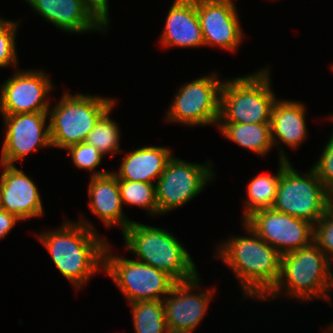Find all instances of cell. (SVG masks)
I'll use <instances>...</instances> for the list:
<instances>
[{
  "label": "cell",
  "mask_w": 333,
  "mask_h": 333,
  "mask_svg": "<svg viewBox=\"0 0 333 333\" xmlns=\"http://www.w3.org/2000/svg\"><path fill=\"white\" fill-rule=\"evenodd\" d=\"M84 217L76 222L65 219L61 227L37 235L53 264L76 291L101 268L104 271V251L109 242Z\"/></svg>",
  "instance_id": "obj_1"
},
{
  "label": "cell",
  "mask_w": 333,
  "mask_h": 333,
  "mask_svg": "<svg viewBox=\"0 0 333 333\" xmlns=\"http://www.w3.org/2000/svg\"><path fill=\"white\" fill-rule=\"evenodd\" d=\"M248 236H233L219 243L215 254L234 273L245 299L261 301L277 284L282 255L261 239L244 221Z\"/></svg>",
  "instance_id": "obj_2"
},
{
  "label": "cell",
  "mask_w": 333,
  "mask_h": 333,
  "mask_svg": "<svg viewBox=\"0 0 333 333\" xmlns=\"http://www.w3.org/2000/svg\"><path fill=\"white\" fill-rule=\"evenodd\" d=\"M331 267L332 264L314 241L301 249L283 254L279 280L262 301L269 302V299L284 294L303 302L319 298L331 303Z\"/></svg>",
  "instance_id": "obj_3"
},
{
  "label": "cell",
  "mask_w": 333,
  "mask_h": 333,
  "mask_svg": "<svg viewBox=\"0 0 333 333\" xmlns=\"http://www.w3.org/2000/svg\"><path fill=\"white\" fill-rule=\"evenodd\" d=\"M125 248L136 260L166 272L176 282L193 280L197 266L171 232L133 221L123 232Z\"/></svg>",
  "instance_id": "obj_4"
},
{
  "label": "cell",
  "mask_w": 333,
  "mask_h": 333,
  "mask_svg": "<svg viewBox=\"0 0 333 333\" xmlns=\"http://www.w3.org/2000/svg\"><path fill=\"white\" fill-rule=\"evenodd\" d=\"M269 67L246 76L224 79L218 123H270L277 101Z\"/></svg>",
  "instance_id": "obj_5"
},
{
  "label": "cell",
  "mask_w": 333,
  "mask_h": 333,
  "mask_svg": "<svg viewBox=\"0 0 333 333\" xmlns=\"http://www.w3.org/2000/svg\"><path fill=\"white\" fill-rule=\"evenodd\" d=\"M114 98L64 92L57 104L49 108L52 148L66 150L84 142L99 119L114 105Z\"/></svg>",
  "instance_id": "obj_6"
},
{
  "label": "cell",
  "mask_w": 333,
  "mask_h": 333,
  "mask_svg": "<svg viewBox=\"0 0 333 333\" xmlns=\"http://www.w3.org/2000/svg\"><path fill=\"white\" fill-rule=\"evenodd\" d=\"M291 162L283 169L272 209L315 225L333 204L316 171L301 173Z\"/></svg>",
  "instance_id": "obj_7"
},
{
  "label": "cell",
  "mask_w": 333,
  "mask_h": 333,
  "mask_svg": "<svg viewBox=\"0 0 333 333\" xmlns=\"http://www.w3.org/2000/svg\"><path fill=\"white\" fill-rule=\"evenodd\" d=\"M110 250L108 242L103 272L120 289L127 303L163 300L176 283L166 272L132 258L114 255Z\"/></svg>",
  "instance_id": "obj_8"
},
{
  "label": "cell",
  "mask_w": 333,
  "mask_h": 333,
  "mask_svg": "<svg viewBox=\"0 0 333 333\" xmlns=\"http://www.w3.org/2000/svg\"><path fill=\"white\" fill-rule=\"evenodd\" d=\"M209 74L182 84L166 112L165 122L186 126L218 125L220 91L224 80Z\"/></svg>",
  "instance_id": "obj_9"
},
{
  "label": "cell",
  "mask_w": 333,
  "mask_h": 333,
  "mask_svg": "<svg viewBox=\"0 0 333 333\" xmlns=\"http://www.w3.org/2000/svg\"><path fill=\"white\" fill-rule=\"evenodd\" d=\"M213 163H191L172 156L156 182L158 215L178 209L198 196L206 185L215 180Z\"/></svg>",
  "instance_id": "obj_10"
},
{
  "label": "cell",
  "mask_w": 333,
  "mask_h": 333,
  "mask_svg": "<svg viewBox=\"0 0 333 333\" xmlns=\"http://www.w3.org/2000/svg\"><path fill=\"white\" fill-rule=\"evenodd\" d=\"M54 86L42 69L16 70L0 86V114L48 112Z\"/></svg>",
  "instance_id": "obj_11"
},
{
  "label": "cell",
  "mask_w": 333,
  "mask_h": 333,
  "mask_svg": "<svg viewBox=\"0 0 333 333\" xmlns=\"http://www.w3.org/2000/svg\"><path fill=\"white\" fill-rule=\"evenodd\" d=\"M2 116L5 136L1 148V164L15 165V162L23 161L37 149L52 147L48 112Z\"/></svg>",
  "instance_id": "obj_12"
},
{
  "label": "cell",
  "mask_w": 333,
  "mask_h": 333,
  "mask_svg": "<svg viewBox=\"0 0 333 333\" xmlns=\"http://www.w3.org/2000/svg\"><path fill=\"white\" fill-rule=\"evenodd\" d=\"M244 222L281 255L314 241V225L272 208L254 211Z\"/></svg>",
  "instance_id": "obj_13"
},
{
  "label": "cell",
  "mask_w": 333,
  "mask_h": 333,
  "mask_svg": "<svg viewBox=\"0 0 333 333\" xmlns=\"http://www.w3.org/2000/svg\"><path fill=\"white\" fill-rule=\"evenodd\" d=\"M32 10L68 33L106 32L111 22L89 0H25ZM106 30V31H105Z\"/></svg>",
  "instance_id": "obj_14"
},
{
  "label": "cell",
  "mask_w": 333,
  "mask_h": 333,
  "mask_svg": "<svg viewBox=\"0 0 333 333\" xmlns=\"http://www.w3.org/2000/svg\"><path fill=\"white\" fill-rule=\"evenodd\" d=\"M200 280L198 274L193 280L176 282L162 300L169 333H192L207 314L214 288L199 291Z\"/></svg>",
  "instance_id": "obj_15"
},
{
  "label": "cell",
  "mask_w": 333,
  "mask_h": 333,
  "mask_svg": "<svg viewBox=\"0 0 333 333\" xmlns=\"http://www.w3.org/2000/svg\"><path fill=\"white\" fill-rule=\"evenodd\" d=\"M196 9L205 46L236 52L244 34L233 0H196Z\"/></svg>",
  "instance_id": "obj_16"
},
{
  "label": "cell",
  "mask_w": 333,
  "mask_h": 333,
  "mask_svg": "<svg viewBox=\"0 0 333 333\" xmlns=\"http://www.w3.org/2000/svg\"><path fill=\"white\" fill-rule=\"evenodd\" d=\"M0 174L3 210L16 215L21 221L44 214L41 194L30 177L16 165L1 164Z\"/></svg>",
  "instance_id": "obj_17"
},
{
  "label": "cell",
  "mask_w": 333,
  "mask_h": 333,
  "mask_svg": "<svg viewBox=\"0 0 333 333\" xmlns=\"http://www.w3.org/2000/svg\"><path fill=\"white\" fill-rule=\"evenodd\" d=\"M161 47L197 48L205 46L196 9V0H174L160 36Z\"/></svg>",
  "instance_id": "obj_18"
},
{
  "label": "cell",
  "mask_w": 333,
  "mask_h": 333,
  "mask_svg": "<svg viewBox=\"0 0 333 333\" xmlns=\"http://www.w3.org/2000/svg\"><path fill=\"white\" fill-rule=\"evenodd\" d=\"M306 107L299 101L278 100L275 102L270 127L272 142L278 146L279 160H288L286 152L280 144L297 149L307 138L308 130L306 125Z\"/></svg>",
  "instance_id": "obj_19"
},
{
  "label": "cell",
  "mask_w": 333,
  "mask_h": 333,
  "mask_svg": "<svg viewBox=\"0 0 333 333\" xmlns=\"http://www.w3.org/2000/svg\"><path fill=\"white\" fill-rule=\"evenodd\" d=\"M88 195L91 213L98 216L106 227L120 225L123 232L133 222L123 211L118 179L113 171L90 177Z\"/></svg>",
  "instance_id": "obj_20"
},
{
  "label": "cell",
  "mask_w": 333,
  "mask_h": 333,
  "mask_svg": "<svg viewBox=\"0 0 333 333\" xmlns=\"http://www.w3.org/2000/svg\"><path fill=\"white\" fill-rule=\"evenodd\" d=\"M171 149L159 146H144L125 153L120 168L113 171L118 180L156 184L164 172L168 160L174 155Z\"/></svg>",
  "instance_id": "obj_21"
},
{
  "label": "cell",
  "mask_w": 333,
  "mask_h": 333,
  "mask_svg": "<svg viewBox=\"0 0 333 333\" xmlns=\"http://www.w3.org/2000/svg\"><path fill=\"white\" fill-rule=\"evenodd\" d=\"M216 127L229 141L262 157L274 147L270 123H218Z\"/></svg>",
  "instance_id": "obj_22"
},
{
  "label": "cell",
  "mask_w": 333,
  "mask_h": 333,
  "mask_svg": "<svg viewBox=\"0 0 333 333\" xmlns=\"http://www.w3.org/2000/svg\"><path fill=\"white\" fill-rule=\"evenodd\" d=\"M278 169L275 175L262 174L253 177L247 184V198L244 201V212L242 221L254 211L272 208L278 184L283 169L290 163L288 160H279Z\"/></svg>",
  "instance_id": "obj_23"
},
{
  "label": "cell",
  "mask_w": 333,
  "mask_h": 333,
  "mask_svg": "<svg viewBox=\"0 0 333 333\" xmlns=\"http://www.w3.org/2000/svg\"><path fill=\"white\" fill-rule=\"evenodd\" d=\"M135 333H169L162 300L130 303Z\"/></svg>",
  "instance_id": "obj_24"
},
{
  "label": "cell",
  "mask_w": 333,
  "mask_h": 333,
  "mask_svg": "<svg viewBox=\"0 0 333 333\" xmlns=\"http://www.w3.org/2000/svg\"><path fill=\"white\" fill-rule=\"evenodd\" d=\"M113 106L109 109L97 122L95 127L90 131L85 141L87 144L94 146L100 153L106 156L110 154V157L114 153L122 152L120 149V128L119 125L110 117Z\"/></svg>",
  "instance_id": "obj_25"
},
{
  "label": "cell",
  "mask_w": 333,
  "mask_h": 333,
  "mask_svg": "<svg viewBox=\"0 0 333 333\" xmlns=\"http://www.w3.org/2000/svg\"><path fill=\"white\" fill-rule=\"evenodd\" d=\"M123 205L145 209L150 216L158 215L156 184L129 180H118Z\"/></svg>",
  "instance_id": "obj_26"
},
{
  "label": "cell",
  "mask_w": 333,
  "mask_h": 333,
  "mask_svg": "<svg viewBox=\"0 0 333 333\" xmlns=\"http://www.w3.org/2000/svg\"><path fill=\"white\" fill-rule=\"evenodd\" d=\"M19 20L0 18V68L17 67L16 34Z\"/></svg>",
  "instance_id": "obj_27"
},
{
  "label": "cell",
  "mask_w": 333,
  "mask_h": 333,
  "mask_svg": "<svg viewBox=\"0 0 333 333\" xmlns=\"http://www.w3.org/2000/svg\"><path fill=\"white\" fill-rule=\"evenodd\" d=\"M66 150L68 151V156L71 155L74 165L79 169L91 171V177L108 173V171L105 170L94 171L102 163V158L104 156L94 146L87 144L86 142H81L69 146Z\"/></svg>",
  "instance_id": "obj_28"
},
{
  "label": "cell",
  "mask_w": 333,
  "mask_h": 333,
  "mask_svg": "<svg viewBox=\"0 0 333 333\" xmlns=\"http://www.w3.org/2000/svg\"><path fill=\"white\" fill-rule=\"evenodd\" d=\"M314 242L333 264V204L314 225Z\"/></svg>",
  "instance_id": "obj_29"
},
{
  "label": "cell",
  "mask_w": 333,
  "mask_h": 333,
  "mask_svg": "<svg viewBox=\"0 0 333 333\" xmlns=\"http://www.w3.org/2000/svg\"><path fill=\"white\" fill-rule=\"evenodd\" d=\"M330 120L333 123V116L330 115ZM333 126V125H332ZM322 150L321 156L312 165L313 169L316 171L318 178L324 185L327 193L333 198V128L332 134Z\"/></svg>",
  "instance_id": "obj_30"
},
{
  "label": "cell",
  "mask_w": 333,
  "mask_h": 333,
  "mask_svg": "<svg viewBox=\"0 0 333 333\" xmlns=\"http://www.w3.org/2000/svg\"><path fill=\"white\" fill-rule=\"evenodd\" d=\"M21 221L16 215L6 210H0V240L6 237L13 227Z\"/></svg>",
  "instance_id": "obj_31"
},
{
  "label": "cell",
  "mask_w": 333,
  "mask_h": 333,
  "mask_svg": "<svg viewBox=\"0 0 333 333\" xmlns=\"http://www.w3.org/2000/svg\"><path fill=\"white\" fill-rule=\"evenodd\" d=\"M109 19V0H89Z\"/></svg>",
  "instance_id": "obj_32"
},
{
  "label": "cell",
  "mask_w": 333,
  "mask_h": 333,
  "mask_svg": "<svg viewBox=\"0 0 333 333\" xmlns=\"http://www.w3.org/2000/svg\"><path fill=\"white\" fill-rule=\"evenodd\" d=\"M1 197H2V190H1V182H0V210L3 209Z\"/></svg>",
  "instance_id": "obj_33"
},
{
  "label": "cell",
  "mask_w": 333,
  "mask_h": 333,
  "mask_svg": "<svg viewBox=\"0 0 333 333\" xmlns=\"http://www.w3.org/2000/svg\"><path fill=\"white\" fill-rule=\"evenodd\" d=\"M327 332L326 333H333V323L331 324V326L327 327V329H325Z\"/></svg>",
  "instance_id": "obj_34"
}]
</instances>
